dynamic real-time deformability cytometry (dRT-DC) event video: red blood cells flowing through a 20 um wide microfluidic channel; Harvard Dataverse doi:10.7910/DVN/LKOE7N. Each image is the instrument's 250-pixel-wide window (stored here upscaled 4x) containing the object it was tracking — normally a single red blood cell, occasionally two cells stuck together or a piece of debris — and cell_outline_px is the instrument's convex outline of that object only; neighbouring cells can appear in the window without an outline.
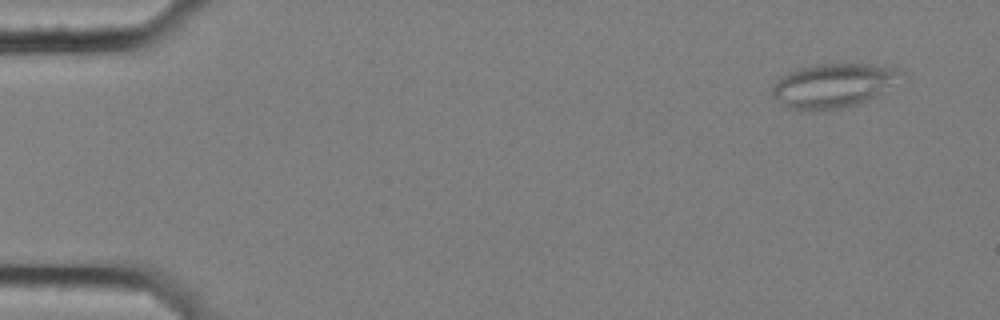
{"species": "common noctule bat (a hibernating species)", "species_latin": "Nyctalus noctula", "temperature_condition": "cold", "stored_images_in_passage": 57, "camera_frame_rate_fps": 3000, "um_per_image_px": 0.085, "animal": {"sex": "female", "body_mass_g": 25.1}, "frame": {"image": 1, "passage_image": 4, "time_ms": 1.0, "image_size_px": [1000, 320], "cell_outline_px": [[908, 80], [856, 104], [836, 108], [812, 112], [788, 108], [772, 92], [772, 88], [776, 80], [788, 72], [796, 68], [812, 64], [872, 64], [900, 68], [908, 72]], "centroid_in_image_um": [70.96, 7.23], "position_along_channel_um": 14.0, "area_um2": 33.76}}
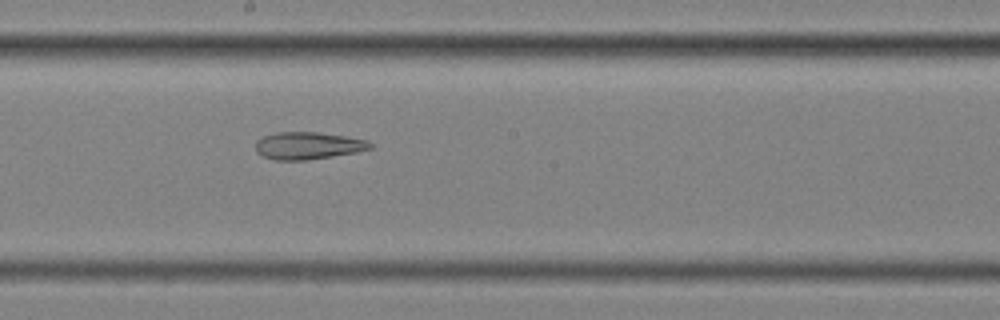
{"frame": {"image": 2, "passage_image": 32, "time_ms": 10.333, "image_size_px": [1000, 320], "cell_outline_px": [[372, 148], [356, 152], [332, 156], [304, 160], [276, 160], [264, 156], [256, 152], [256, 140], [264, 136], [276, 132], [316, 132], [344, 136], [368, 140], [372, 144]], "centroid_in_image_um": [26.17, 12.37], "position_along_channel_um": 222.0, "area_um2": 18.09}}
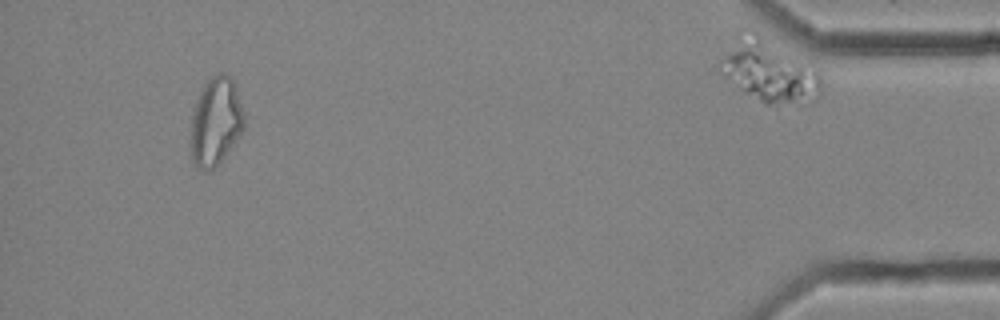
{"frame": {"image": 3, "passage_image": 54, "time_ms": 17.667, "image_size_px": [1000, 320], "cell_outline_px": [[244, 128], [224, 156], [208, 172], [196, 168], [192, 160], [188, 144], [192, 116], [196, 100], [204, 84], [216, 72], [224, 72], [232, 76], [236, 84], [244, 116]], "centroid_in_image_um": [18.3, 10.3], "position_along_channel_um": 416.9, "area_um2": 27.86}, "authors_computed_cell_mechanics": {"area_um2": 25.143, "velocity_mm_per_s": 3.5452, "shape_relaxation_time_tau1_ms": null, "shape_relaxation_time_tau2_ms": 4.0535, "deformation_change_tau1": null, "deformation_change_tau2": 0.1399}}